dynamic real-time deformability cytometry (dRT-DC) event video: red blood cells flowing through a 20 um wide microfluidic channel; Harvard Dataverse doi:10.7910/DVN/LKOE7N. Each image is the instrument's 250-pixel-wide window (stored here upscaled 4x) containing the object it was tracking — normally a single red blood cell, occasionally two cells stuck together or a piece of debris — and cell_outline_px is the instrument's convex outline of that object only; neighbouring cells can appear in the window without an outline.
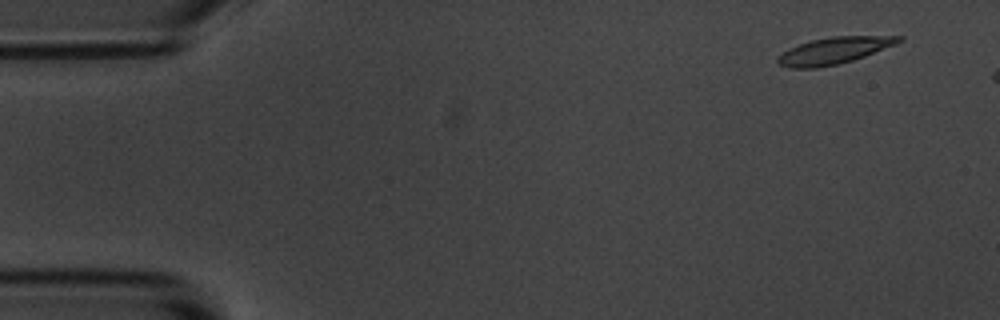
{"species": "common noctule bat (a hibernating species)", "species_latin": "Nyctalus noctula", "temperature_condition": "room temperature", "stored_images_in_passage": 3, "camera_frame_rate_fps": 3000, "um_per_image_px": 0.085, "animal": {"sex": "male", "body_mass_g": 20.1, "forearm_length_mm": 53.5}, "frame": {"image": 1, "passage_image": 1, "time_ms": 0.0, "image_size_px": [1000, 320], "cell_outline_px": [[904, 40], [896, 44], [864, 56], [852, 60], [836, 64], [816, 68], [792, 68], [780, 64], [776, 60], [788, 48], [812, 40], [832, 36], [904, 36]], "centroid_in_image_um": [70.92, 4.29], "position_along_channel_um": 14.1, "area_um2": 18.5}}